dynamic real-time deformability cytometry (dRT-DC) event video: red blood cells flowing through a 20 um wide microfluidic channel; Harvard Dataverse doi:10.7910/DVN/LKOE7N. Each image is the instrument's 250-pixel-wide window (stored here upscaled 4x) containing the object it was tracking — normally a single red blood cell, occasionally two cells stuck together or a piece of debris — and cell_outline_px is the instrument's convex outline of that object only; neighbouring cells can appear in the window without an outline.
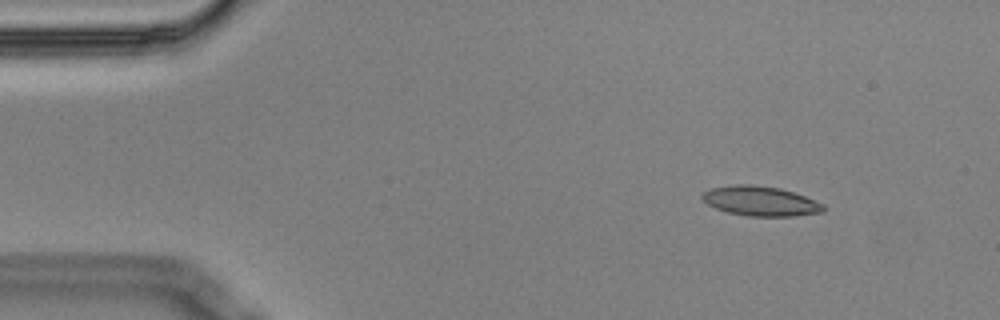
{"species": "Egyptian fruit bat (a non-hibernating species)", "species_latin": "Rousettus aegyptiacus", "temperature_condition": "cold", "stored_images_in_passage": 4, "camera_frame_rate_fps": 3000, "um_per_image_px": 0.085, "animal": {"sex": "male"}, "frame": {"image": 1, "passage_image": 2, "time_ms": 0.333, "image_size_px": [1000, 320], "cell_outline_px": [[824, 212], [792, 216], [748, 216], [728, 212], [716, 208], [708, 204], [700, 196], [704, 192], [712, 188], [736, 184], [752, 184], [780, 188], [804, 196], [824, 204]], "centroid_in_image_um": [64.64, 17.09], "position_along_channel_um": 20.4, "area_um2": 20.81}}